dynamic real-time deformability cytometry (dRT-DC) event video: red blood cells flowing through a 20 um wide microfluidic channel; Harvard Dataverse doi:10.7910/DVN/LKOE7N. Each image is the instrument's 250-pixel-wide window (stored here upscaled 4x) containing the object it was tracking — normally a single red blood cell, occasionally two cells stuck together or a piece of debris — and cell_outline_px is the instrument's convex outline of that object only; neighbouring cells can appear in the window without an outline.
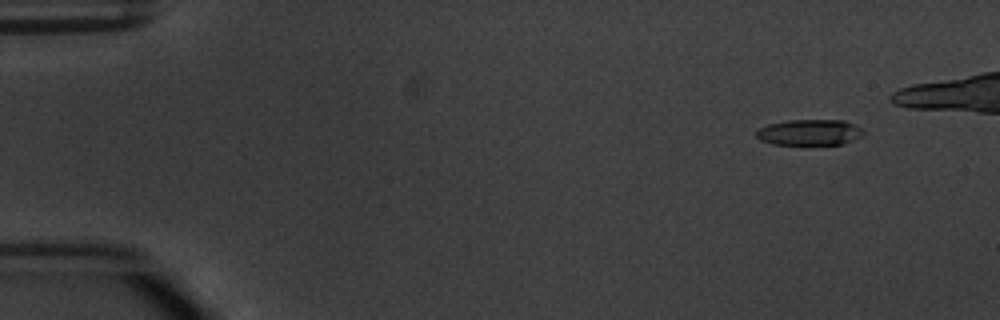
{"species": "common noctule bat (a hibernating species)", "species_latin": "Nyctalus noctula", "temperature_condition": "warm", "stored_images_in_passage": 6, "camera_frame_rate_fps": 3000, "um_per_image_px": 0.085, "animal": {"sex": "male", "body_mass_g": 20.1, "forearm_length_mm": 53.5}, "frame": {"image": 1, "passage_image": 2, "time_ms": 1.0, "image_size_px": [1000, 320], "cell_outline_px": [[864, 132], [860, 136], [844, 144], [772, 144], [760, 140], [756, 136], [756, 132], [760, 128], [768, 124], [784, 120], [844, 120], [860, 128]], "centroid_in_image_um": [68.77, 11.24], "position_along_channel_um": 16.2, "area_um2": 16.01}}